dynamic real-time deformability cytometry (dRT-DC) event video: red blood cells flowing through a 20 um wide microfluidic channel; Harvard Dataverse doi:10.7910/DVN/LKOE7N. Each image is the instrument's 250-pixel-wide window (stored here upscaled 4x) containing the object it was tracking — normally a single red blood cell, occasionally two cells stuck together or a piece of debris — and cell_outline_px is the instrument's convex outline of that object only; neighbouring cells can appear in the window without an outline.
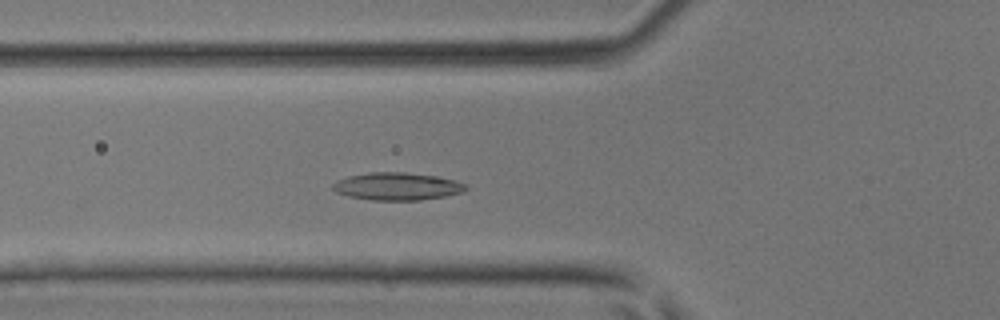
{"species": "common noctule bat (a hibernating species)", "species_latin": "Nyctalus noctula", "temperature_condition": "room temperature", "stored_images_in_passage": 40, "camera_frame_rate_fps": 3000, "um_per_image_px": 0.085, "animal": {"sex": "male", "body_mass_g": 17.9, "forearm_length_mm": 54.2}, "frame": {"image": 1, "passage_image": 13, "time_ms": 4.0, "image_size_px": [1000, 320], "cell_outline_px": [[468, 188], [464, 192], [444, 196], [420, 200], [372, 200], [348, 196], [336, 192], [332, 188], [332, 184], [336, 180], [348, 176], [372, 172], [404, 172], [436, 176], [456, 180], [468, 184]], "centroid_in_image_um": [33.78, 15.84], "position_along_channel_um": 92.0, "area_um2": 21.5}}
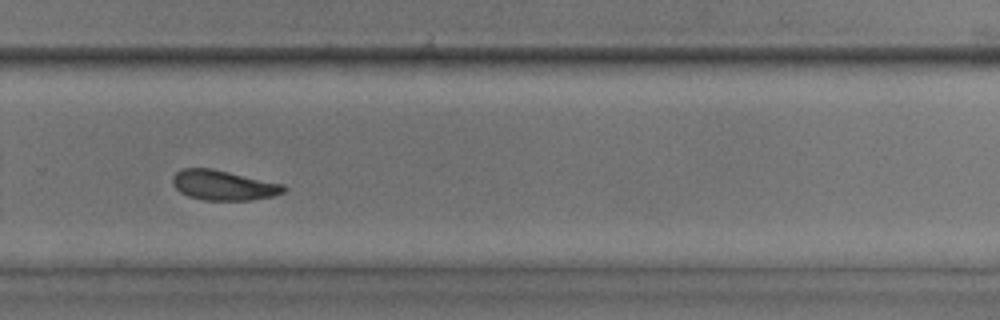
{"frame": {"image": 2, "passage_image": 27, "time_ms": 8.667, "image_size_px": [1000, 320], "cell_outline_px": [[288, 188], [284, 192], [272, 196], [252, 200], [204, 200], [188, 196], [180, 192], [172, 184], [172, 176], [180, 168], [212, 168], [284, 184]], "centroid_in_image_um": [18.98, 15.74], "position_along_channel_um": 310.8, "area_um2": 19.54}}
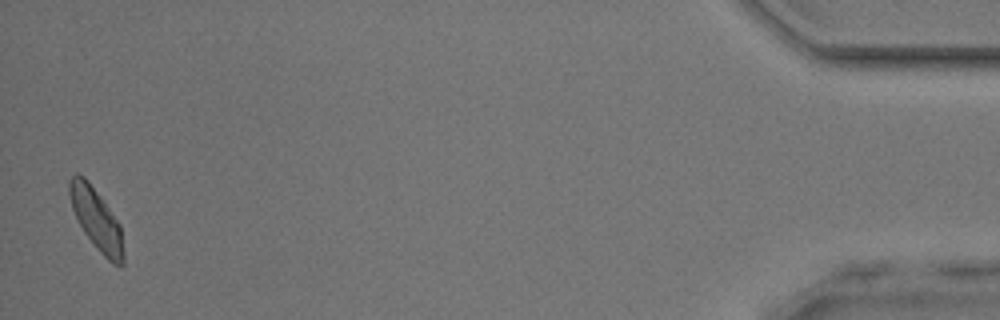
{"frame": {"image": 3, "passage_image": 40, "time_ms": 13.0, "image_size_px": [1000, 320], "cell_outline_px": [[124, 264], [120, 268], [112, 264], [100, 252], [84, 232], [72, 208], [68, 192], [68, 180], [76, 172], [84, 176], [88, 180], [120, 224], [124, 252]], "centroid_in_image_um": [8.2, 18.65], "position_along_channel_um": 427.0, "area_um2": 19.31}}